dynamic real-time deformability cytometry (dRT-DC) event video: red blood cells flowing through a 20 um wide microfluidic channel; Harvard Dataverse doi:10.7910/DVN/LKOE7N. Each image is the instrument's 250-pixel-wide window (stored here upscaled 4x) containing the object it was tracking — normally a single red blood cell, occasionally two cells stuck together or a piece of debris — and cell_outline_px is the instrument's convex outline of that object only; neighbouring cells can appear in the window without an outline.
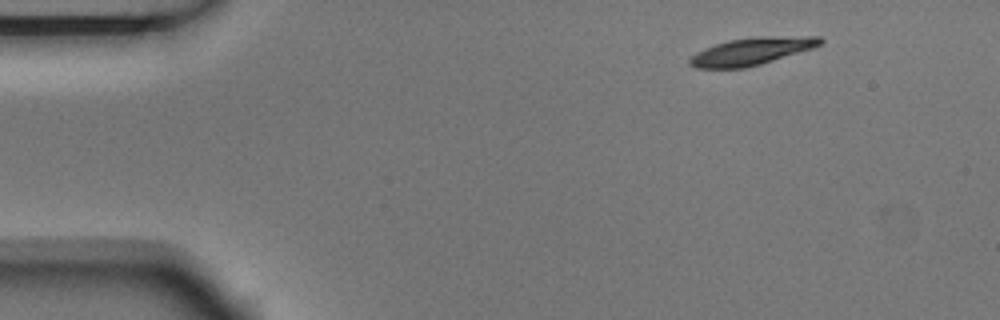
{"species": "Egyptian fruit bat (a non-hibernating species)", "species_latin": "Rousettus aegyptiacus", "temperature_condition": "room temperature", "stored_images_in_passage": 3, "camera_frame_rate_fps": 3000, "um_per_image_px": 0.085, "animal": {"sex": "male"}, "frame": {"image": 1, "passage_image": 1, "time_ms": 0.0, "image_size_px": [1000, 320], "cell_outline_px": [[824, 40], [820, 44], [812, 48], [760, 64], [744, 68], [696, 68], [688, 64], [688, 60], [696, 52], [704, 48], [728, 40], [756, 36], [820, 36]], "centroid_in_image_um": [63.86, 4.35], "position_along_channel_um": 21.1, "area_um2": 20.75}}
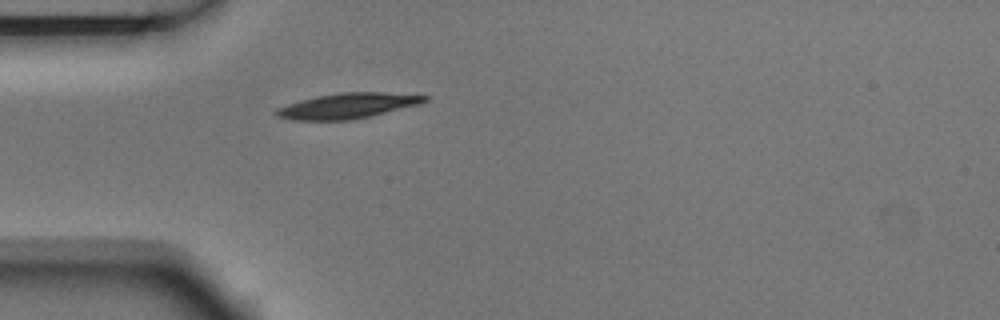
{"frame": {"image": 2, "passage_image": 3, "time_ms": 0.667, "image_size_px": [1000, 320], "cell_outline_px": [[428, 100], [420, 104], [352, 120], [292, 120], [276, 116], [272, 112], [276, 108], [300, 100], [316, 96], [340, 92], [384, 92], [428, 96]], "centroid_in_image_um": [29.5, 8.99], "position_along_channel_um": 55.5, "area_um2": 21.91}}